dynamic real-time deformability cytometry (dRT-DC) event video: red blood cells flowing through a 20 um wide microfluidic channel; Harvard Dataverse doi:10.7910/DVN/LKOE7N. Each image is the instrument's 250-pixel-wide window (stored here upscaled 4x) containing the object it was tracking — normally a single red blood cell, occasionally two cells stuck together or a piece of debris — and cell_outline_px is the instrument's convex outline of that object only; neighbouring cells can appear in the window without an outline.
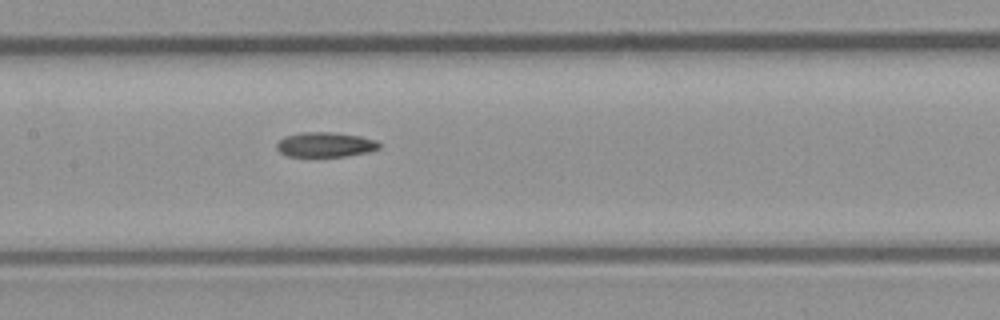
{"species": "common noctule bat (a hibernating species)", "species_latin": "Nyctalus noctula", "temperature_condition": "room temperature", "stored_images_in_passage": 8, "camera_frame_rate_fps": 3000, "um_per_image_px": 0.085, "animal": {"sex": "male", "body_mass_g": 23.1, "forearm_length_mm": 52.7}, "frame": {"image": 1, "passage_image": 8, "time_ms": 2.333, "image_size_px": [1000, 320], "cell_outline_px": [[380, 148], [368, 152], [348, 156], [288, 156], [280, 152], [276, 148], [276, 144], [284, 136], [300, 132], [332, 132], [360, 136], [376, 140], [380, 144]], "centroid_in_image_um": [27.65, 12.29], "position_along_channel_um": 179.8, "area_um2": 14.85}}